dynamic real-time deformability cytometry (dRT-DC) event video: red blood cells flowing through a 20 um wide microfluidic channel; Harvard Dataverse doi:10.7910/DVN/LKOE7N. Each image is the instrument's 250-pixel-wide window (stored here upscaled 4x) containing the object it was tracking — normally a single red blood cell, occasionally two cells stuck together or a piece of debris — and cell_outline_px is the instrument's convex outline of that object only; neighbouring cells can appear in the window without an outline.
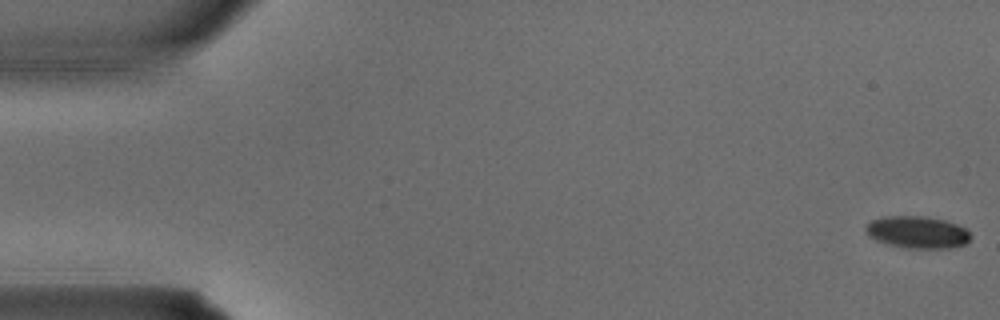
{"species": "common noctule bat (a hibernating species)", "species_latin": "Nyctalus noctula", "temperature_condition": "warm", "stored_images_in_passage": 3, "camera_frame_rate_fps": 3000, "um_per_image_px": 0.085, "animal": {"sex": "male", "body_mass_g": 15.6}, "frame": {"image": 1, "passage_image": 1, "time_ms": 0.0, "image_size_px": [1000, 320], "cell_outline_px": [[972, 236], [964, 244], [948, 248], [908, 248], [888, 244], [876, 240], [868, 236], [864, 228], [872, 220], [884, 216], [924, 216], [944, 220], [956, 224], [964, 228]], "centroid_in_image_um": [77.95, 19.73], "position_along_channel_um": 7.1, "area_um2": 19.48}}